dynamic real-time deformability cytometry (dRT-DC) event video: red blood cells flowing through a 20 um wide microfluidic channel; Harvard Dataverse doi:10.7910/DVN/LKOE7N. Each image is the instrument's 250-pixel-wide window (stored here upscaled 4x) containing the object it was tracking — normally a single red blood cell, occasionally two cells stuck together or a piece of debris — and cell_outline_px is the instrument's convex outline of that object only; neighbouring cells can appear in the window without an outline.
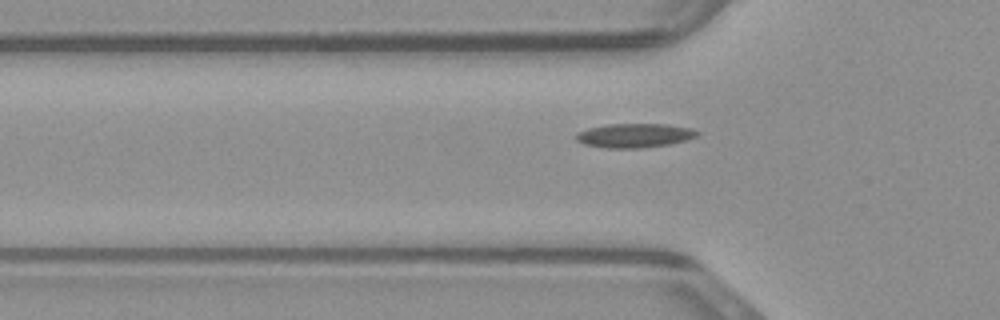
{"species": "common noctule bat (a hibernating species)", "species_latin": "Nyctalus noctula", "temperature_condition": "warm", "stored_images_in_passage": 35, "camera_frame_rate_fps": 3000, "um_per_image_px": 0.085, "animal": {"sex": "male", "body_mass_g": 23.1, "forearm_length_mm": 52.7}, "frame": {"image": 1, "passage_image": 8, "time_ms": 2.333, "image_size_px": [1000, 320], "cell_outline_px": [[700, 132], [696, 136], [688, 140], [668, 144], [644, 148], [604, 148], [584, 144], [576, 140], [576, 132], [588, 128], [608, 124], [668, 124], [692, 128]], "centroid_in_image_um": [53.94, 11.51], "position_along_channel_um": 71.9, "area_um2": 17.17}}
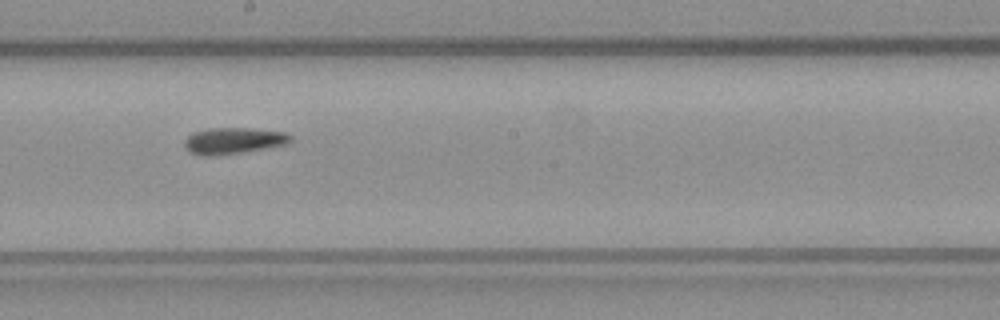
{"frame": {"image": 2, "passage_image": 19, "time_ms": 6.0, "image_size_px": [1000, 320], "cell_outline_px": [[292, 140], [288, 144], [216, 156], [204, 156], [192, 152], [184, 144], [184, 140], [192, 132], [208, 128], [252, 128], [284, 132], [292, 136]], "centroid_in_image_um": [19.85, 11.95], "position_along_channel_um": 228.4, "area_um2": 16.18}}
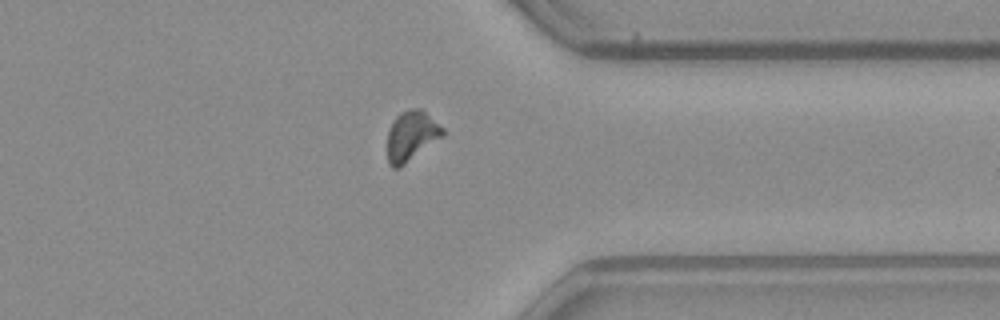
{"frame": {"image": 3, "passage_image": 30, "time_ms": 9.667, "image_size_px": [1000, 320], "cell_outline_px": [[444, 136], [400, 168], [392, 168], [388, 164], [388, 128], [392, 120], [400, 112], [408, 108], [420, 108], [444, 128]], "centroid_in_image_um": [34.96, 11.55], "position_along_channel_um": 376.4, "area_um2": 16.36}}